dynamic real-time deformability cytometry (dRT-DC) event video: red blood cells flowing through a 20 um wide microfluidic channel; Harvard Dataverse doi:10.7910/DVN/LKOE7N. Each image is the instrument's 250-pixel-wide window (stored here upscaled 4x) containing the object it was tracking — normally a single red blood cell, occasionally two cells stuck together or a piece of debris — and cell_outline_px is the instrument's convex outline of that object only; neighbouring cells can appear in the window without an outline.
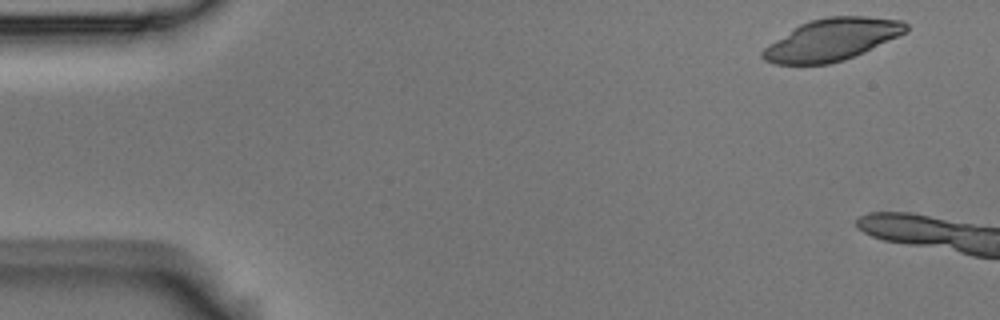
{"species": "Egyptian fruit bat (a non-hibernating species)", "species_latin": "Rousettus aegyptiacus", "temperature_condition": "room temperature", "stored_images_in_passage": 2, "camera_frame_rate_fps": 3000, "um_per_image_px": 0.085, "animal": {"sex": "male"}, "frame": {"image": 1, "passage_image": 1, "time_ms": 0.0, "image_size_px": [1000, 320], "cell_outline_px": [[908, 32], [864, 52], [844, 60], [828, 64], [776, 64], [764, 60], [760, 56], [760, 52], [764, 48], [800, 24], [812, 20], [828, 16], [864, 16], [900, 20], [908, 24]], "centroid_in_image_um": [70.74, 3.37], "position_along_channel_um": 14.3, "area_um2": 34.8}}